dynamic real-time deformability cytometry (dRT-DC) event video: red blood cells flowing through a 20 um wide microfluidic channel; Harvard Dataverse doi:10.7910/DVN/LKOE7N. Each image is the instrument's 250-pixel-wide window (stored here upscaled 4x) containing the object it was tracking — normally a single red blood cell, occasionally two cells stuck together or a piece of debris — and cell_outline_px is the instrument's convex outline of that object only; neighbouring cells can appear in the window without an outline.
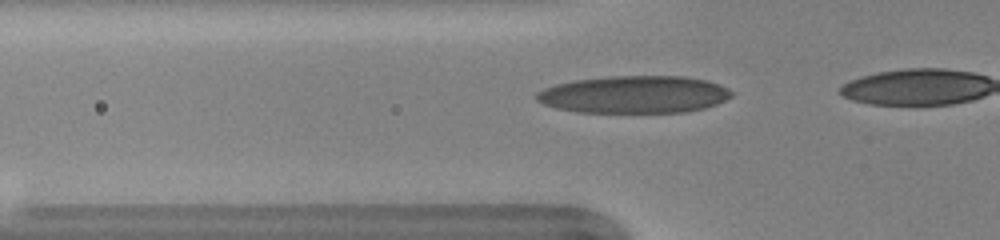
{"species": "human", "species_latin": "Homo sapiens", "temperature_condition": "warm", "stored_images_in_passage": 16, "camera_frame_rate_fps": 3000, "um_per_image_px": 0.085, "donor": {"sex": "female"}, "frame": {"image": 1, "passage_image": 11, "time_ms": 3.333, "image_size_px": [1000, 240], "cell_outline_px": [[732, 96], [716, 104], [704, 108], [688, 112], [576, 112], [556, 108], [544, 104], [536, 100], [536, 92], [544, 88], [556, 84], [576, 80], [612, 76], [684, 76], [708, 80], [720, 84], [728, 88], [732, 92]], "centroid_in_image_um": [53.92, 8.03], "position_along_channel_um": 71.9, "area_um2": 42.54}}